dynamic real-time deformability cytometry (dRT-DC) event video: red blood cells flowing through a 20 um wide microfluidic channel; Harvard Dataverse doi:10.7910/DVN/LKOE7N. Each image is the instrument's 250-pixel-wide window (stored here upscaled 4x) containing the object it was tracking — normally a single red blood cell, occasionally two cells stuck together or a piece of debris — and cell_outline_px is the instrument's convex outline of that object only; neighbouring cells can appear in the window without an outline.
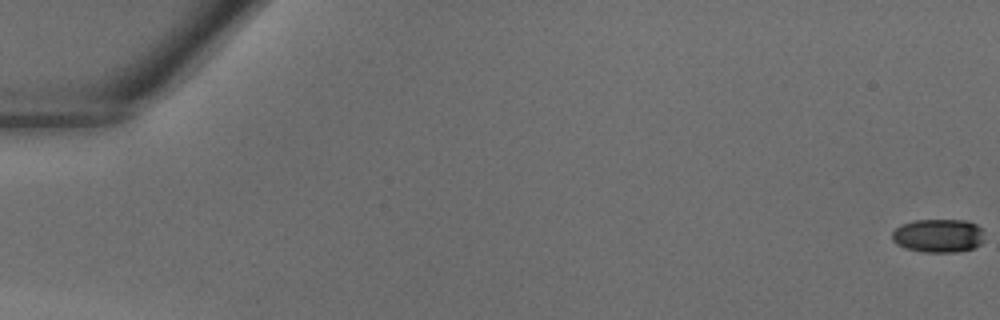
{"species": "common noctule bat (a hibernating species)", "species_latin": "Nyctalus noctula", "temperature_condition": "warm", "stored_images_in_passage": 42, "camera_frame_rate_fps": 3000, "um_per_image_px": 0.085, "animal": {"sex": "male", "body_mass_g": 18.8}, "frame": {"image": 1, "passage_image": 1, "time_ms": 0.0, "image_size_px": [1000, 320], "cell_outline_px": [[984, 240], [980, 244], [972, 248], [956, 252], [924, 252], [904, 248], [896, 244], [892, 240], [892, 232], [900, 224], [916, 220], [968, 220], [976, 224], [980, 228]], "centroid_in_image_um": [79.73, 20.03], "position_along_channel_um": 5.3, "area_um2": 18.09}}
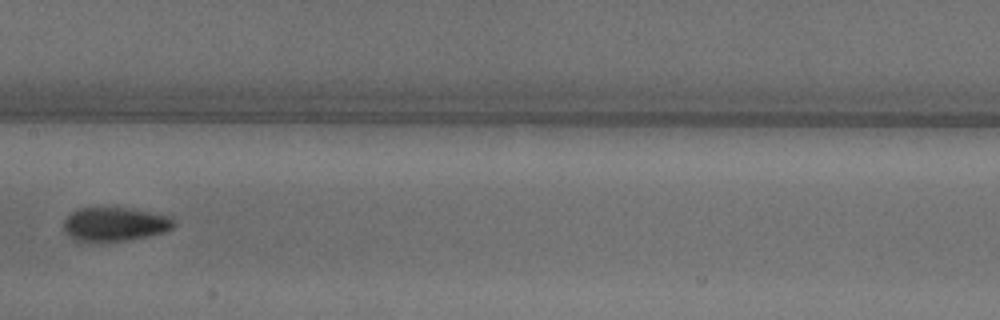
{"frame": {"image": 2, "passage_image": 23, "time_ms": 7.333, "image_size_px": [1000, 320], "cell_outline_px": [[176, 224], [172, 228], [160, 232], [128, 240], [72, 240], [64, 232], [64, 220], [76, 208], [124, 208], [172, 216]], "centroid_in_image_um": [9.72, 19.04], "position_along_channel_um": 197.7, "area_um2": 21.21}}
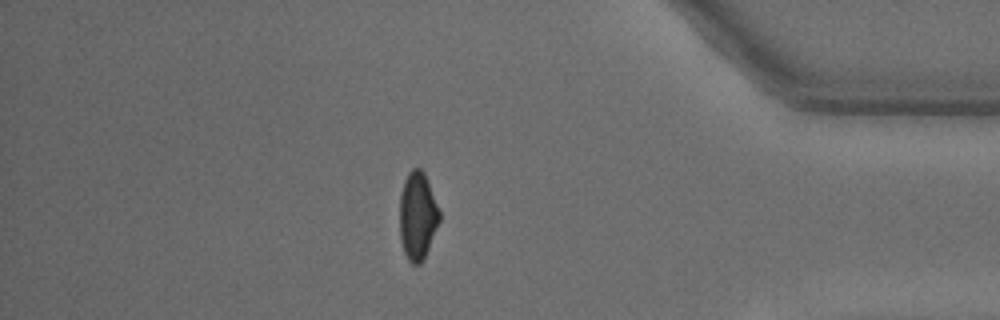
{"frame": {"image": 3, "passage_image": 37, "time_ms": 12.0, "image_size_px": [1000, 320], "cell_outline_px": [[440, 220], [428, 248], [420, 264], [412, 264], [408, 260], [404, 252], [400, 240], [400, 196], [404, 180], [408, 172], [412, 168], [420, 168], [424, 172], [440, 212]], "centroid_in_image_um": [35.48, 18.33], "position_along_channel_um": 399.7, "area_um2": 20.17}}